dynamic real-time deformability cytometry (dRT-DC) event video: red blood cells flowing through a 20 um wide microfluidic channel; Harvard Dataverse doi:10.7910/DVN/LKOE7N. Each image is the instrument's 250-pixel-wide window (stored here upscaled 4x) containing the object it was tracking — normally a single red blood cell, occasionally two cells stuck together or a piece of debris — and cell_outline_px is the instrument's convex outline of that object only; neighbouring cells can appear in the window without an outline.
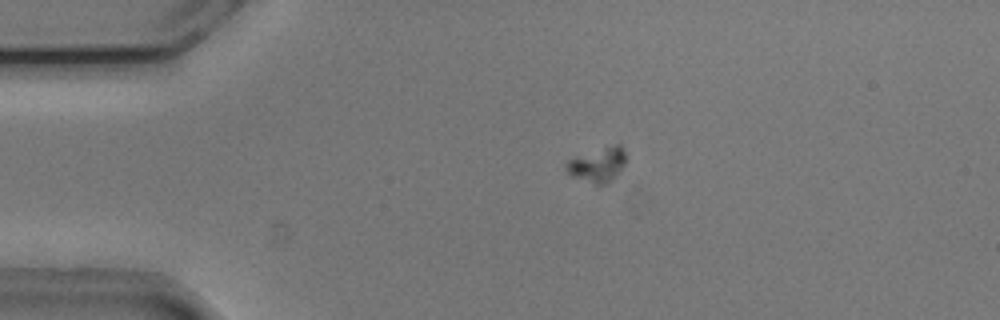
{"species": "common noctule bat (a hibernating species)", "species_latin": "Nyctalus noctula", "temperature_condition": "cold", "stored_images_in_passage": 38, "camera_frame_rate_fps": 3000, "um_per_image_px": 0.085, "animal": {"sex": "male", "body_mass_g": 20.5, "forearm_length_mm": 52.5}, "frame": {"image": 1, "passage_image": 3, "time_ms": 0.667, "image_size_px": [1000, 320], "cell_outline_px": [[624, 164], [612, 180], [604, 184], [596, 184], [572, 176], [564, 168], [564, 164], [568, 160], [616, 144], [620, 144], [624, 148]], "centroid_in_image_um": [50.79, 14.01], "position_along_channel_um": 34.2, "area_um2": 11.44}}
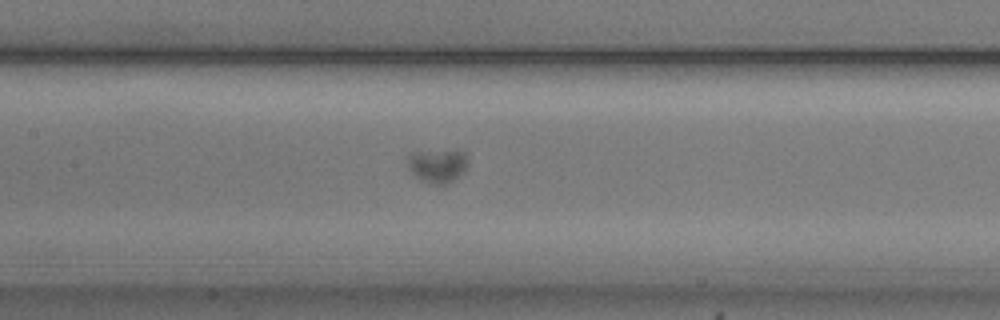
{"frame": {"image": 2, "passage_image": 17, "time_ms": 5.333, "image_size_px": [1000, 320], "cell_outline_px": [[468, 164], [464, 172], [452, 180], [444, 184], [432, 184], [420, 180], [408, 168], [408, 156], [412, 152], [464, 152]], "centroid_in_image_um": [37.17, 14.11], "position_along_channel_um": 170.2, "area_um2": 11.33}}
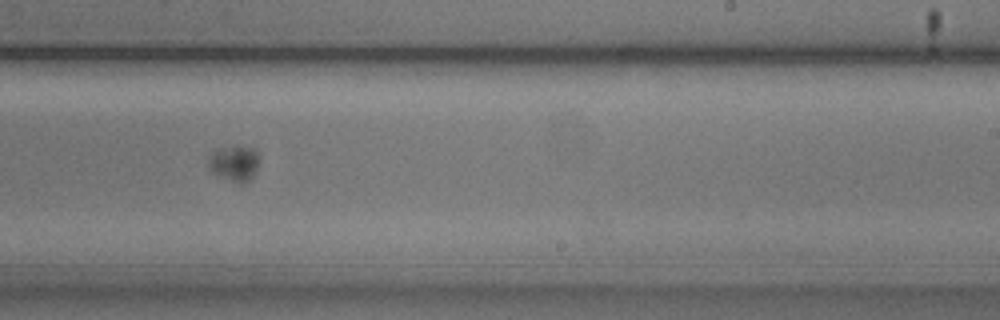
{"frame": {"image": 3, "passage_image": 25, "time_ms": 8.0, "image_size_px": [1000, 320], "cell_outline_px": [[260, 156], [256, 172], [248, 180], [232, 180], [212, 172], [208, 164], [208, 160], [212, 152], [216, 148], [232, 144], [252, 144], [256, 148]], "centroid_in_image_um": [19.96, 13.72], "position_along_channel_um": 269.0, "area_um2": 10.87}}